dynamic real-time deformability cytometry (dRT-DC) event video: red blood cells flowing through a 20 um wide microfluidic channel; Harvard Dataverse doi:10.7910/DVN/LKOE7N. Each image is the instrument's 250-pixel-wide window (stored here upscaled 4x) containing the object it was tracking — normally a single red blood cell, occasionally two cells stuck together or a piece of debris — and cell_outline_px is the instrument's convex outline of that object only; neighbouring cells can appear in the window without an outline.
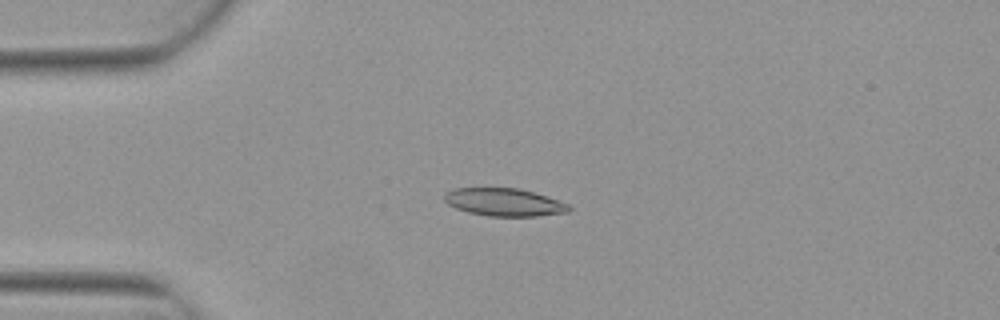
{"species": "Egyptian fruit bat (a non-hibernating species)", "species_latin": "Rousettus aegyptiacus", "temperature_condition": "warm", "stored_images_in_passage": 4, "camera_frame_rate_fps": 3000, "um_per_image_px": 0.085, "animal": {"sex": "female"}, "frame": {"image": 1, "passage_image": 1, "time_ms": 0.0, "image_size_px": [1000, 320], "cell_outline_px": [[572, 208], [568, 212], [536, 216], [488, 216], [468, 212], [456, 208], [448, 204], [444, 200], [444, 192], [456, 188], [520, 188], [548, 196], [568, 204]], "centroid_in_image_um": [42.85, 17.18], "position_along_channel_um": 42.1, "area_um2": 20.23}}
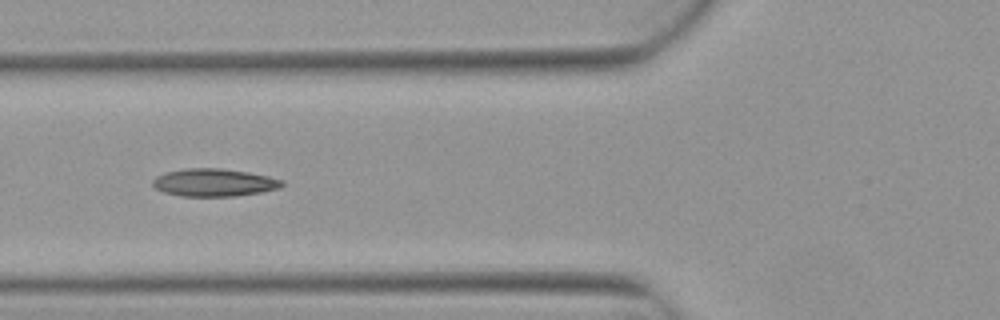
{"frame": {"image": 2, "passage_image": 3, "time_ms": 0.667, "image_size_px": [1000, 320], "cell_outline_px": [[284, 184], [280, 188], [260, 192], [236, 196], [180, 196], [164, 192], [156, 188], [152, 184], [152, 180], [156, 176], [164, 172], [184, 168], [220, 168], [248, 172], [268, 176], [284, 180]], "centroid_in_image_um": [18.18, 15.51], "position_along_channel_um": 107.6, "area_um2": 20.98}}
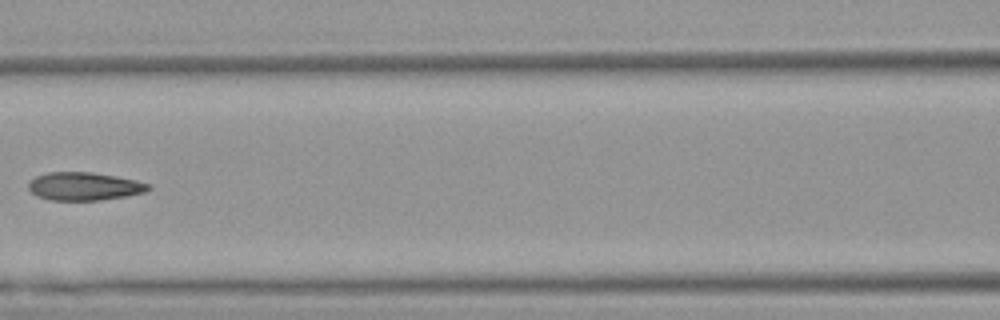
{"frame": {"image": 3, "passage_image": 4, "time_ms": 1.0, "image_size_px": [1000, 320], "cell_outline_px": [[152, 188], [144, 192], [128, 196], [100, 200], [48, 200], [36, 196], [28, 188], [28, 184], [36, 176], [48, 172], [92, 172], [116, 176], [136, 180], [152, 184]], "centroid_in_image_um": [7.19, 15.84], "position_along_channel_um": 159.4, "area_um2": 19.77}}